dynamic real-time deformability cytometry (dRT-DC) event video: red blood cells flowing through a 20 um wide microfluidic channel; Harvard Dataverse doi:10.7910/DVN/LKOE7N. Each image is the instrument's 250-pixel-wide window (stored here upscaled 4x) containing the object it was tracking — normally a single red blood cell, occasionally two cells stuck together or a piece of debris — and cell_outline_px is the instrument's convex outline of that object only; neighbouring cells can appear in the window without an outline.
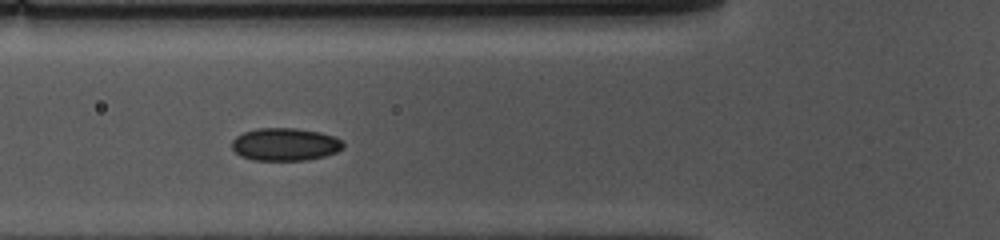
{"species": "common noctule bat (a hibernating species)", "species_latin": "Nyctalus noctula", "temperature_condition": "cold", "stored_images_in_passage": 18, "camera_frame_rate_fps": 3000, "um_per_image_px": 0.085, "animal": {"sex": "female", "body_mass_g": 10.0, "forearm_length_mm": 53.1}, "frame": {"image": 1, "passage_image": 8, "time_ms": 2.333, "image_size_px": [1000, 240], "cell_outline_px": [[344, 148], [336, 152], [324, 156], [304, 160], [252, 160], [240, 156], [232, 148], [232, 140], [236, 136], [244, 132], [260, 128], [296, 128], [320, 132], [332, 136], [340, 140], [344, 144]], "centroid_in_image_um": [24.22, 12.27], "position_along_channel_um": 101.6, "area_um2": 21.15}}